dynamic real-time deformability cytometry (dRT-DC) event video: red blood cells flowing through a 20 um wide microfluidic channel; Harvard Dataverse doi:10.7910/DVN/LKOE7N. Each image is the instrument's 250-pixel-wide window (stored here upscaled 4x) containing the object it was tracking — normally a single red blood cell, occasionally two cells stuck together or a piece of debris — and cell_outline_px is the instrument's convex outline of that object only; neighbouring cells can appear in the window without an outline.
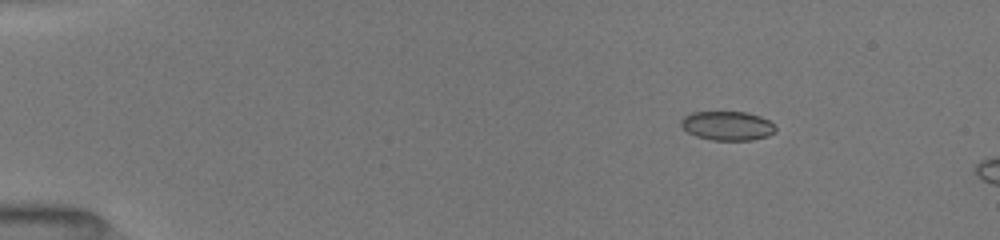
{"species": "common noctule bat (a hibernating species)", "species_latin": "Nyctalus noctula", "temperature_condition": "room temperature", "stored_images_in_passage": 13, "camera_frame_rate_fps": 3000, "um_per_image_px": 0.085, "animal": {"sex": "female", "body_mass_g": 19.5, "forearm_length_mm": 54.1}, "frame": {"image": 1, "passage_image": 8, "time_ms": 2.333, "image_size_px": [1000, 240], "cell_outline_px": [[776, 132], [768, 136], [752, 140], [712, 140], [696, 136], [688, 132], [680, 124], [680, 120], [684, 116], [692, 112], [748, 112], [760, 116], [768, 120], [776, 128]], "centroid_in_image_um": [61.83, 10.69], "position_along_channel_um": 23.2, "area_um2": 16.07}}